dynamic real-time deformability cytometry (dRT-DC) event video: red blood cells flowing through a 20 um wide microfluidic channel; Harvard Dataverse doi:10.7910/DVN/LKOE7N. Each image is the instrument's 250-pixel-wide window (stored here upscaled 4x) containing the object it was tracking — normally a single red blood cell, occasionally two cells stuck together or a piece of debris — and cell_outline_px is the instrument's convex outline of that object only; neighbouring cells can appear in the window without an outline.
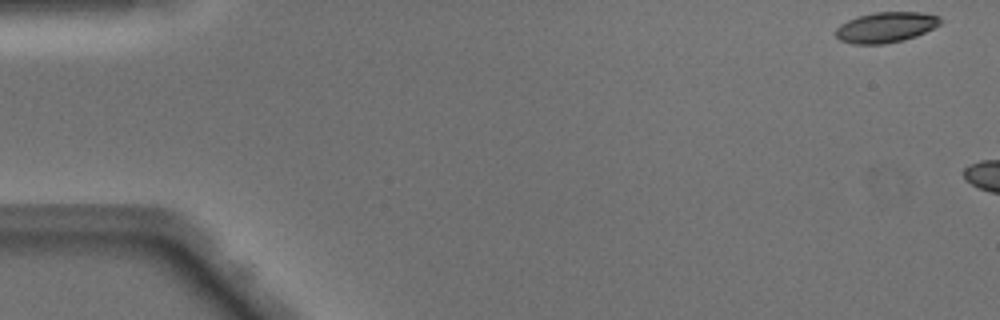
{"species": "Egyptian fruit bat (a non-hibernating species)", "species_latin": "Rousettus aegyptiacus", "temperature_condition": "warm", "stored_images_in_passage": 5, "camera_frame_rate_fps": 3000, "um_per_image_px": 0.085, "animal": {"sex": "male"}, "frame": {"image": 1, "passage_image": 1, "time_ms": 0.0, "image_size_px": [1000, 320], "cell_outline_px": [[944, 20], [940, 24], [916, 36], [904, 40], [884, 44], [852, 44], [840, 40], [836, 36], [836, 28], [840, 24], [856, 16], [872, 12], [924, 12], [940, 16]], "centroid_in_image_um": [75.3, 2.31], "position_along_channel_um": 9.7, "area_um2": 18.79}}